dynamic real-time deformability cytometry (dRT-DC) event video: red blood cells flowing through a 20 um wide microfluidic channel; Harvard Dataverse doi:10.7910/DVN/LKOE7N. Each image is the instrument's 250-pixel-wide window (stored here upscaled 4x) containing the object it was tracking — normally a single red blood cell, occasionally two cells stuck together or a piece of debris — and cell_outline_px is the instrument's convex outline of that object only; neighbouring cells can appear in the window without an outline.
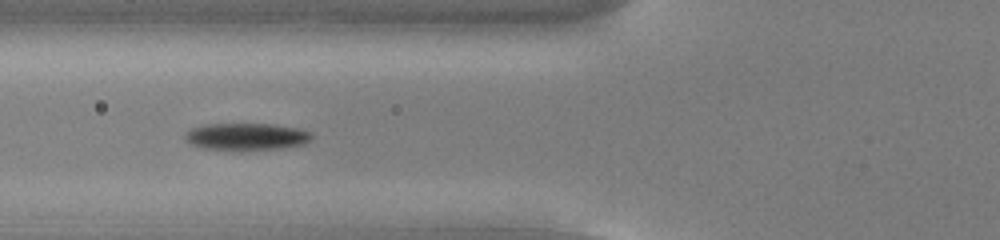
{"species": "common noctule bat (a hibernating species)", "species_latin": "Nyctalus noctula", "temperature_condition": "cold", "stored_images_in_passage": 17, "camera_frame_rate_fps": 3000, "um_per_image_px": 0.085, "animal": {"sex": "male", "body_mass_g": 13.0, "forearm_length_mm": 53.1}, "frame": {"image": 1, "passage_image": 6, "time_ms": 1.667, "image_size_px": [1000, 240], "cell_outline_px": [[312, 140], [304, 144], [280, 148], [204, 148], [192, 144], [184, 140], [184, 132], [192, 128], [204, 124], [272, 124], [300, 128], [312, 132]], "centroid_in_image_um": [20.97, 11.57], "position_along_channel_um": 104.8, "area_um2": 19.54}}
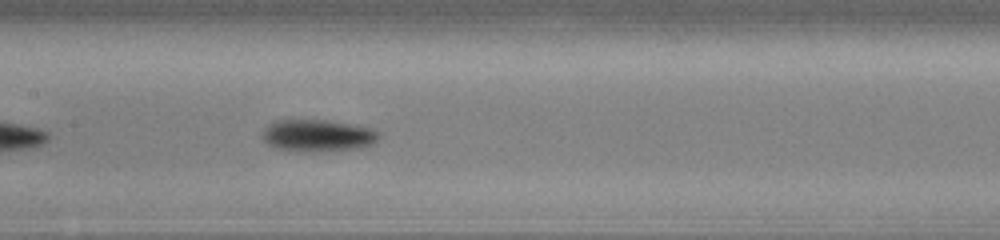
{"frame": {"image": 2, "passage_image": 12, "time_ms": 3.667, "image_size_px": [1000, 240], "cell_outline_px": [[380, 136], [376, 144], [364, 148], [312, 152], [296, 152], [272, 148], [260, 136], [264, 128], [268, 124], [276, 120], [328, 120], [372, 128], [380, 132]], "centroid_in_image_um": [27.01, 11.54], "position_along_channel_um": 180.4, "area_um2": 22.43}}